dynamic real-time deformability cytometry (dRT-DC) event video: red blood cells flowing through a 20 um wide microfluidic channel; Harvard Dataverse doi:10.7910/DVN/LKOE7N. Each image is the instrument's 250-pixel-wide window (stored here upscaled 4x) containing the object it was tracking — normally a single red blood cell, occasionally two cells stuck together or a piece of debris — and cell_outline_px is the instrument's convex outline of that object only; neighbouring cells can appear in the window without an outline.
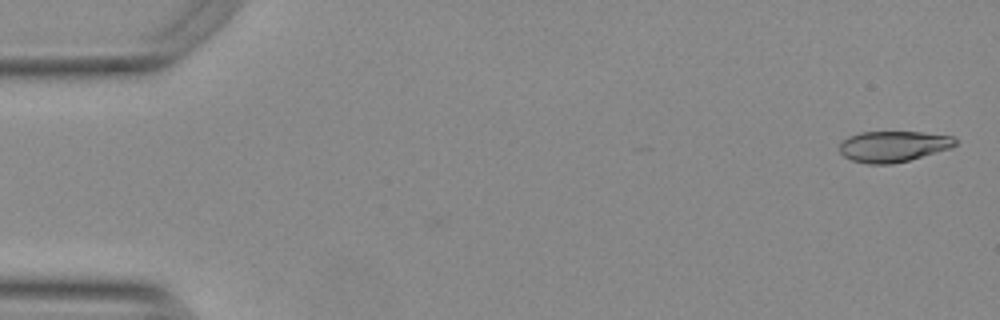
{"species": "Egyptian fruit bat (a non-hibernating species)", "species_latin": "Rousettus aegyptiacus", "temperature_condition": "warm", "stored_images_in_passage": 46, "camera_frame_rate_fps": 3000, "um_per_image_px": 0.085, "animal": {"sex": "female"}, "frame": {"image": 1, "passage_image": 1, "time_ms": 0.0, "image_size_px": [1000, 320], "cell_outline_px": [[956, 144], [952, 148], [908, 160], [892, 164], [868, 164], [852, 160], [844, 156], [840, 152], [840, 144], [848, 136], [860, 132], [920, 132], [952, 136], [956, 140]], "centroid_in_image_um": [75.92, 12.44], "position_along_channel_um": 9.1, "area_um2": 20.75}}
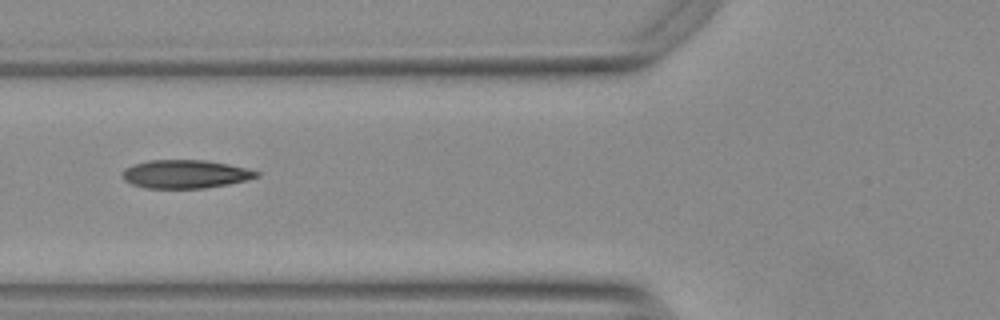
{"frame": {"image": 2, "passage_image": 20, "time_ms": 6.333, "image_size_px": [1000, 320], "cell_outline_px": [[260, 176], [228, 184], [204, 188], [148, 188], [132, 184], [124, 180], [120, 176], [124, 168], [132, 164], [148, 160], [204, 160], [228, 164], [248, 168], [260, 172]], "centroid_in_image_um": [15.72, 14.79], "position_along_channel_um": 110.1, "area_um2": 22.25}}
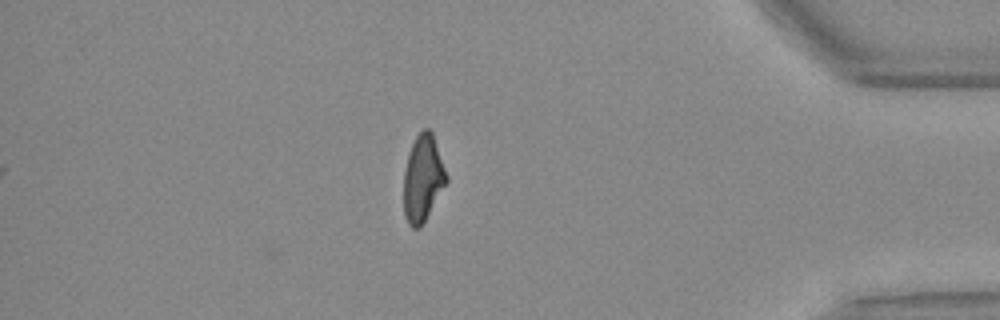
{"frame": {"image": 3, "passage_image": 46, "time_ms": 15.0, "image_size_px": [1000, 320], "cell_outline_px": [[448, 180], [420, 228], [412, 228], [408, 224], [404, 216], [404, 172], [408, 152], [416, 136], [424, 128], [428, 128], [432, 132], [448, 176]], "centroid_in_image_um": [35.93, 15.16], "position_along_channel_um": 399.3, "area_um2": 21.44}, "authors_computed_cell_mechanics": {"area_um2": 21.9351, "velocity_mm_per_s": 3.7825, "shape_relaxation_time_tau1_ms": 11.0154, "shape_relaxation_time_tau2_ms": 1.9195, "deformation_change_tau1": 0.2931, "deformation_change_tau2": 0.0828}}